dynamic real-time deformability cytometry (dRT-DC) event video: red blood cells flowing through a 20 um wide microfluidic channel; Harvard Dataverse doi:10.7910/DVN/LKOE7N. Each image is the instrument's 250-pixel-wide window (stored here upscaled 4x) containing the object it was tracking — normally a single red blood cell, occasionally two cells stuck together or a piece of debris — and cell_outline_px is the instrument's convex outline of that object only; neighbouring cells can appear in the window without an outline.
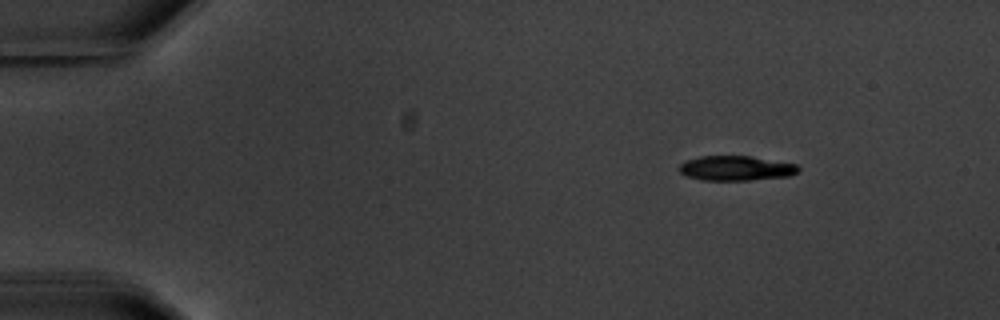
{"species": "common noctule bat (a hibernating species)", "species_latin": "Nyctalus noctula", "temperature_condition": "warm", "stored_images_in_passage": 4, "camera_frame_rate_fps": 3000, "um_per_image_px": 0.085, "animal": {"sex": "male", "body_mass_g": 20.1, "forearm_length_mm": 53.5}, "frame": {"image": 1, "passage_image": 1, "time_ms": 0.0, "image_size_px": [1000, 320], "cell_outline_px": [[800, 168], [796, 172], [788, 176], [748, 180], [700, 180], [688, 176], [680, 172], [676, 168], [680, 164], [688, 160], [700, 156], [752, 156], [796, 164]], "centroid_in_image_um": [62.52, 14.29], "position_along_channel_um": 22.5, "area_um2": 17.11}}
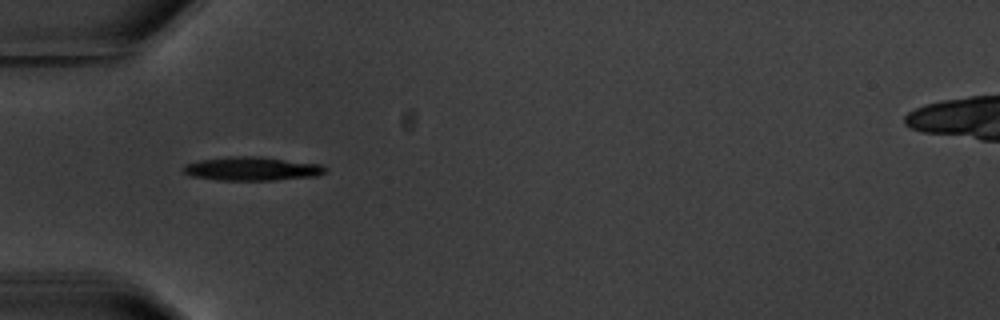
{"frame": {"image": 2, "passage_image": 4, "time_ms": 3.667, "image_size_px": [1000, 320], "cell_outline_px": [[328, 168], [324, 172], [316, 176], [276, 180], [216, 180], [192, 176], [184, 172], [180, 168], [184, 164], [200, 160], [228, 156], [260, 156], [320, 164]], "centroid_in_image_um": [21.39, 14.33], "position_along_channel_um": 63.6, "area_um2": 19.77}}